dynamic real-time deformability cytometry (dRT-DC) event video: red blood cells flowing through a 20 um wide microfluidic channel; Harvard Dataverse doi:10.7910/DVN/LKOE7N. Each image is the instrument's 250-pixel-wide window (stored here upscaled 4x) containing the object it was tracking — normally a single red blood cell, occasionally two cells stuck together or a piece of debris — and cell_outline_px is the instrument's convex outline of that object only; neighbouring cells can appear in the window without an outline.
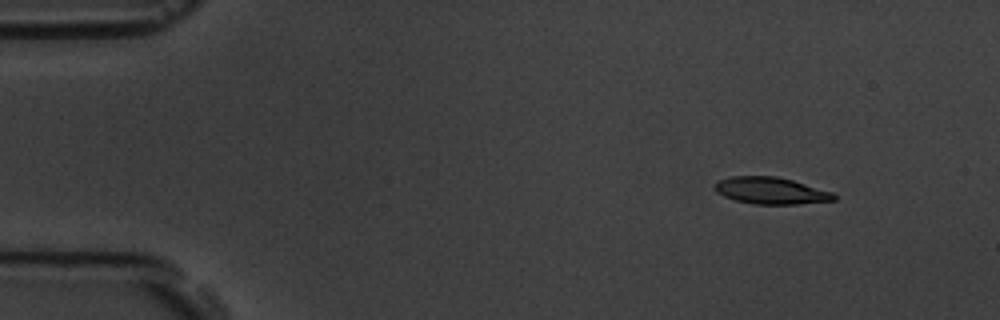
{"species": "common noctule bat (a hibernating species)", "species_latin": "Nyctalus noctula", "temperature_condition": "room temperature", "stored_images_in_passage": 5, "camera_frame_rate_fps": 3000, "um_per_image_px": 0.085, "animal": {"sex": "male", "body_mass_g": 19.5, "forearm_length_mm": 54.6}, "frame": {"image": 1, "passage_image": 1, "time_ms": 0.0, "image_size_px": [1000, 320], "cell_outline_px": [[836, 200], [796, 204], [752, 204], [736, 200], [724, 196], [716, 192], [716, 184], [720, 180], [732, 176], [776, 176], [792, 180], [832, 192], [836, 196]], "centroid_in_image_um": [65.54, 16.21], "position_along_channel_um": 19.5, "area_um2": 18.38}}
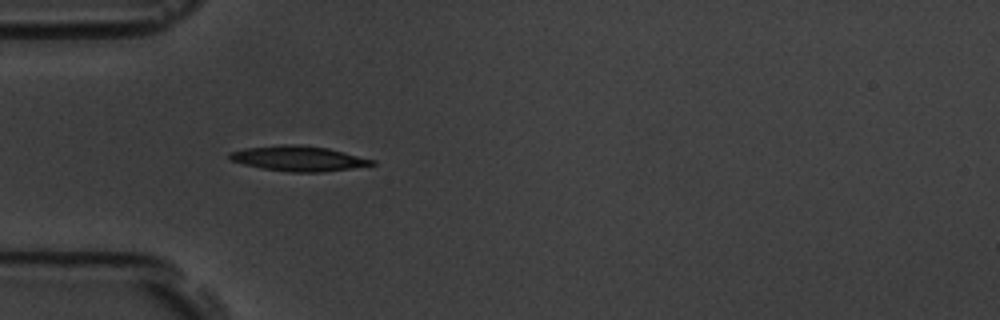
{"frame": {"image": 2, "passage_image": 4, "time_ms": 3.667, "image_size_px": [1000, 320], "cell_outline_px": [[376, 164], [320, 172], [292, 172], [260, 168], [228, 160], [228, 152], [244, 148], [280, 144], [300, 144], [328, 148], [376, 160]], "centroid_in_image_um": [25.31, 13.46], "position_along_channel_um": 59.7, "area_um2": 20.92}}
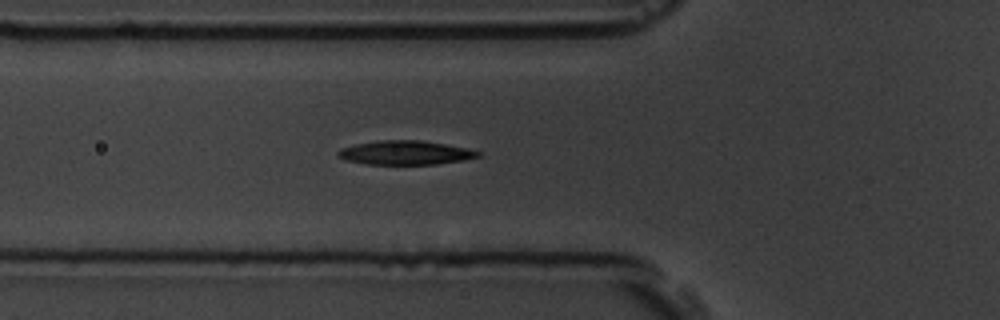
{"frame": {"image": 3, "passage_image": 5, "time_ms": 4.667, "image_size_px": [1000, 320], "cell_outline_px": [[480, 156], [464, 160], [436, 164], [364, 164], [348, 160], [340, 156], [336, 152], [340, 148], [356, 144], [380, 140], [420, 140], [468, 148], [480, 152]], "centroid_in_image_um": [34.46, 12.98], "position_along_channel_um": 91.3, "area_um2": 19.42}}